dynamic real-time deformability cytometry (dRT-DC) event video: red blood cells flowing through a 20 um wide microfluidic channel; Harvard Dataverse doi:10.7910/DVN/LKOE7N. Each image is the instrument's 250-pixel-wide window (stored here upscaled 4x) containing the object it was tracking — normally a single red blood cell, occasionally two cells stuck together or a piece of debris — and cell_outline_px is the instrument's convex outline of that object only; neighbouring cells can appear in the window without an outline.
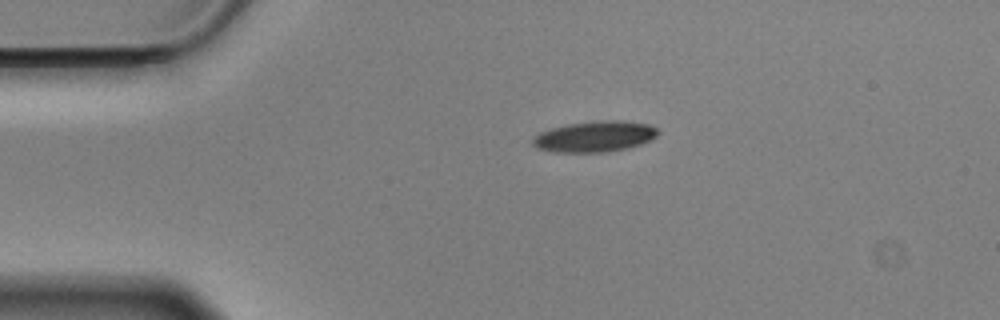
{"species": "Egyptian fruit bat (a non-hibernating species)", "species_latin": "Rousettus aegyptiacus", "temperature_condition": "cold", "stored_images_in_passage": 46, "camera_frame_rate_fps": 3000, "um_per_image_px": 0.085, "animal": {"sex": "male"}, "frame": {"image": 1, "passage_image": 1, "time_ms": 0.0, "image_size_px": [1000, 320], "cell_outline_px": [[660, 132], [656, 136], [640, 144], [628, 148], [608, 152], [552, 152], [536, 148], [532, 144], [532, 136], [540, 132], [552, 128], [568, 124], [604, 120], [624, 120], [648, 124], [656, 128]], "centroid_in_image_um": [50.52, 11.61], "position_along_channel_um": 34.5, "area_um2": 22.6}}
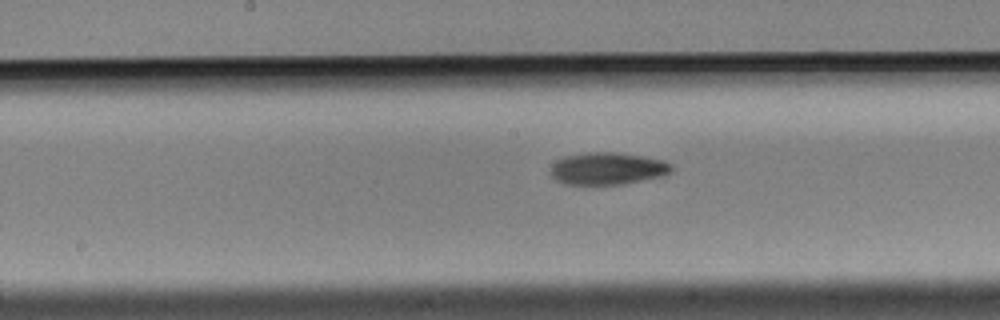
{"frame": {"image": 2, "passage_image": 18, "time_ms": 5.667, "image_size_px": [1000, 320], "cell_outline_px": [[672, 172], [660, 176], [624, 184], [568, 184], [556, 180], [548, 172], [552, 164], [556, 160], [564, 156], [588, 152], [616, 152], [664, 160], [672, 164]], "centroid_in_image_um": [51.61, 14.32], "position_along_channel_um": 196.6, "area_um2": 22.72}}
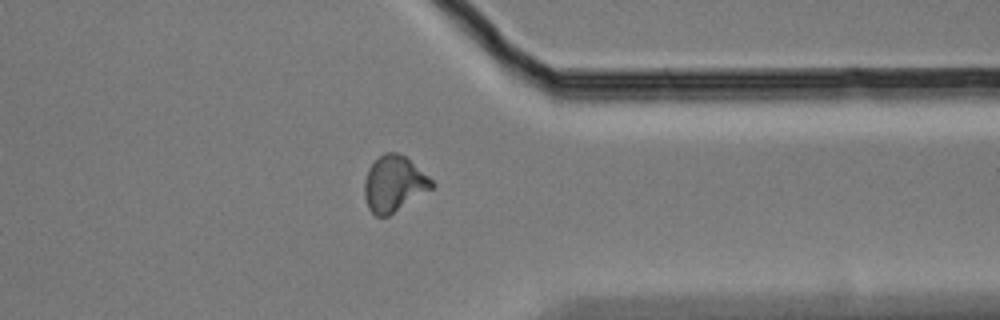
{"frame": {"image": 3, "passage_image": 34, "time_ms": 11.0, "image_size_px": [1000, 320], "cell_outline_px": [[436, 184], [432, 188], [388, 216], [376, 216], [368, 208], [364, 196], [364, 180], [368, 168], [384, 152], [396, 152], [404, 156], [428, 176]], "centroid_in_image_um": [33.46, 15.62], "position_along_channel_um": 377.9, "area_um2": 21.62}, "authors_computed_cell_mechanics": {"area_um2": 21.675, "velocity_mm_per_s": 3.5165, "shape_relaxation_time_tau1_ms": 5.9145, "shape_relaxation_time_tau2_ms": null, "deformation_change_tau1": 0.1467, "deformation_change_tau2": null}}